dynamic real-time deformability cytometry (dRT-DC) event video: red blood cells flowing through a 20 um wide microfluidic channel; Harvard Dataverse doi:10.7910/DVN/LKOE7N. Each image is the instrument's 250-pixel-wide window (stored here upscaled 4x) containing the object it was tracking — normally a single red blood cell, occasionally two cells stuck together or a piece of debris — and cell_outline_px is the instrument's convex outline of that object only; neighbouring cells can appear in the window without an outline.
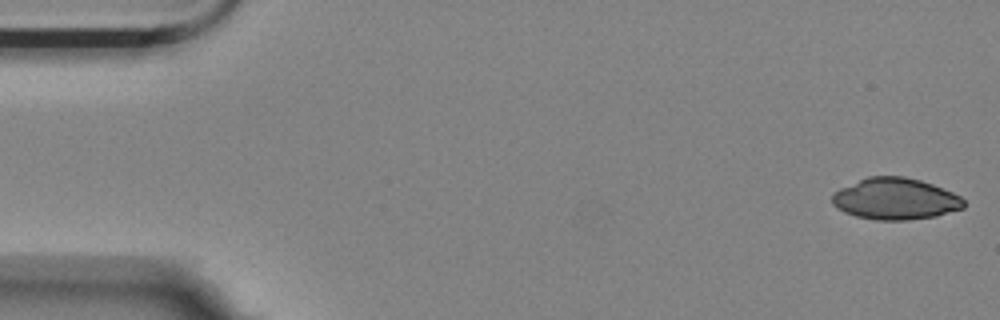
{"species": "Egyptian fruit bat (a non-hibernating species)", "species_latin": "Rousettus aegyptiacus", "temperature_condition": "room temperature", "stored_images_in_passage": 18, "camera_frame_rate_fps": 3000, "um_per_image_px": 0.085, "animal": {"sex": "female"}, "frame": {"image": 1, "passage_image": 1, "time_ms": 0.0, "image_size_px": [1000, 320], "cell_outline_px": [[964, 208], [936, 216], [908, 220], [876, 220], [856, 216], [844, 212], [836, 208], [832, 204], [832, 192], [840, 188], [868, 176], [904, 176], [920, 180], [932, 184], [952, 192], [960, 196], [964, 200]], "centroid_in_image_um": [76.08, 16.9], "position_along_channel_um": 8.9, "area_um2": 31.96}}